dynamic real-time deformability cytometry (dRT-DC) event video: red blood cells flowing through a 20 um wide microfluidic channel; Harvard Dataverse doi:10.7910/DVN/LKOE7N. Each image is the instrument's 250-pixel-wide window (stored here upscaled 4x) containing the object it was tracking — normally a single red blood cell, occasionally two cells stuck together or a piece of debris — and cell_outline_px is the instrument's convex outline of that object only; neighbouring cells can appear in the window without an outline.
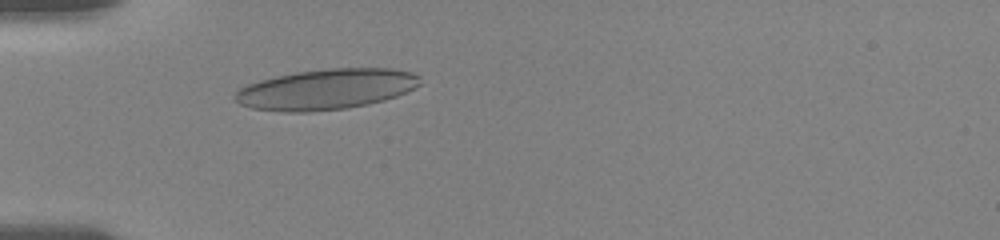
{"species": "human", "species_latin": "Homo sapiens", "temperature_condition": "room temperature", "stored_images_in_passage": 9, "camera_frame_rate_fps": 3000, "um_per_image_px": 0.085, "donor": {"sex": "female"}, "frame": {"image": 1, "passage_image": 2, "time_ms": 0.333, "image_size_px": [1000, 240], "cell_outline_px": [[420, 84], [396, 96], [384, 100], [368, 104], [348, 108], [308, 112], [280, 112], [252, 108], [240, 104], [236, 100], [236, 92], [240, 88], [248, 84], [260, 80], [276, 76], [296, 72], [332, 68], [388, 68], [412, 72], [420, 76]], "centroid_in_image_um": [27.72, 7.59], "position_along_channel_um": 57.3, "area_um2": 43.52}}
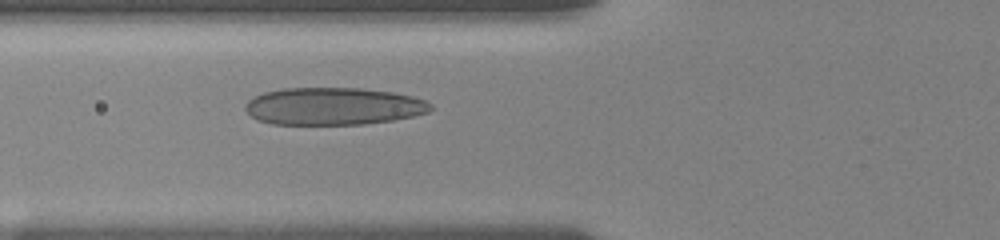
{"frame": {"image": 2, "passage_image": 9, "time_ms": 1.667, "image_size_px": [1000, 240], "cell_outline_px": [[432, 108], [428, 112], [412, 116], [392, 120], [364, 124], [272, 124], [256, 120], [244, 108], [244, 104], [248, 100], [264, 92], [284, 88], [360, 88], [392, 92], [412, 96], [424, 100], [432, 104]], "centroid_in_image_um": [28.31, 9.03], "position_along_channel_um": 97.5, "area_um2": 40.34}}